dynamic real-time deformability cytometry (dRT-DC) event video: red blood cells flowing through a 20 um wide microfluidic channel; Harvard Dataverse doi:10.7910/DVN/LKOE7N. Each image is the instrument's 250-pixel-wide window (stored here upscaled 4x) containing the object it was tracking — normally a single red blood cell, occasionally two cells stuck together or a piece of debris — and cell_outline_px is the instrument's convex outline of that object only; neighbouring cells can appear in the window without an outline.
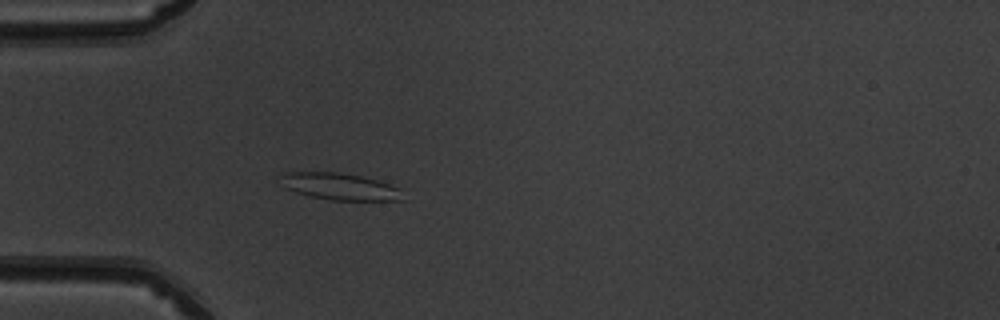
{"species": "common noctule bat (a hibernating species)", "species_latin": "Nyctalus noctula", "temperature_condition": "warm", "stored_images_in_passage": 40, "camera_frame_rate_fps": 3000, "um_per_image_px": 0.085, "animal": {"sex": "male", "body_mass_g": 19.5, "forearm_length_mm": 54.6}, "frame": {"image": 1, "passage_image": 5, "time_ms": 1.333, "image_size_px": [1000, 320], "cell_outline_px": [[404, 200], [332, 200], [308, 196], [284, 188], [276, 180], [284, 172], [336, 172], [360, 176], [376, 180], [388, 184], [396, 188]], "centroid_in_image_um": [28.73, 15.85], "position_along_channel_um": 56.3, "area_um2": 19.02}}
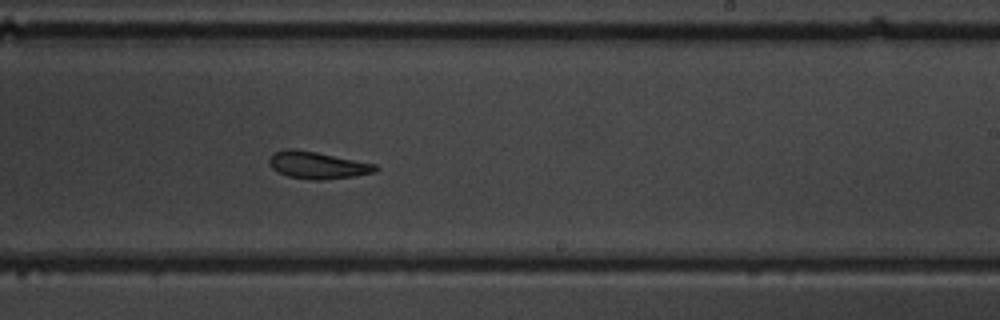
{"frame": {"image": 2, "passage_image": 21, "time_ms": 6.667, "image_size_px": [1000, 320], "cell_outline_px": [[380, 168], [376, 172], [352, 176], [320, 180], [312, 180], [288, 176], [276, 172], [268, 164], [268, 160], [272, 152], [284, 148], [292, 148], [316, 152], [376, 164]], "centroid_in_image_um": [26.93, 14.03], "position_along_channel_um": 262.1, "area_um2": 16.94}}
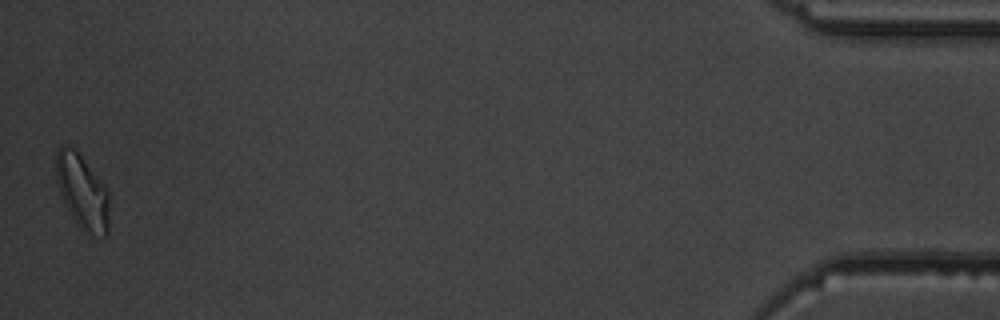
{"frame": {"image": 3, "passage_image": 40, "time_ms": 13.0, "image_size_px": [1000, 320], "cell_outline_px": [[108, 232], [104, 236], [80, 228], [72, 216], [60, 192], [56, 180], [56, 152], [60, 144], [76, 148], [100, 180], [108, 192]], "centroid_in_image_um": [6.97, 16.22], "position_along_channel_um": 428.2, "area_um2": 22.54}, "authors_computed_cell_mechanics": {"area_um2": 17.3978, "velocity_mm_per_s": 4.0059, "shape_relaxation_time_tau1_ms": 11.2896, "shape_relaxation_time_tau2_ms": 3.3369, "deformation_change_tau1": 0.2001, "deformation_change_tau2": 0.1203}}